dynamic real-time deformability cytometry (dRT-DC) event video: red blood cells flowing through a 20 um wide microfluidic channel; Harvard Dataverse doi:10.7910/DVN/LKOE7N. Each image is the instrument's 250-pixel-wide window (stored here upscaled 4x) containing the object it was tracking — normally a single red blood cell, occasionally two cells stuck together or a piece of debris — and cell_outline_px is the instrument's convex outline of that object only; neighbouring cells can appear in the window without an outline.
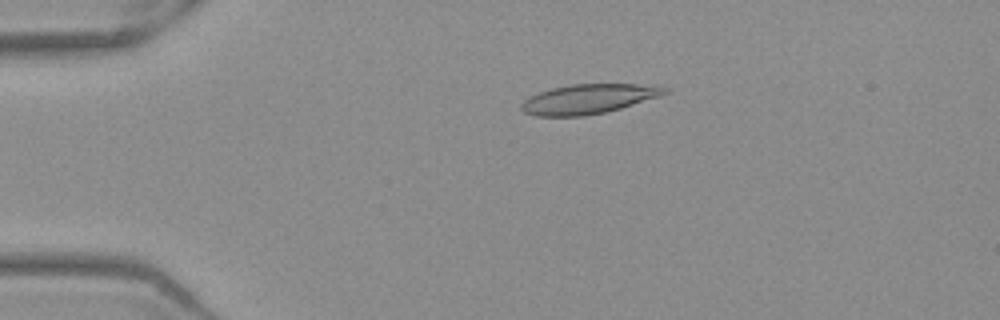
{"species": "Egyptian fruit bat (a non-hibernating species)", "species_latin": "Rousettus aegyptiacus", "temperature_condition": "warm", "stored_images_in_passage": 52, "camera_frame_rate_fps": 3000, "um_per_image_px": 0.085, "frame": {"image": 1, "passage_image": 11, "time_ms": 3.333, "image_size_px": [1000, 320], "cell_outline_px": [[668, 92], [660, 96], [620, 108], [604, 112], [584, 116], [536, 116], [524, 112], [520, 108], [520, 104], [528, 96], [552, 88], [572, 84], [664, 84], [668, 88]], "centroid_in_image_um": [50.05, 8.4], "position_along_channel_um": 34.9, "area_um2": 24.91}}
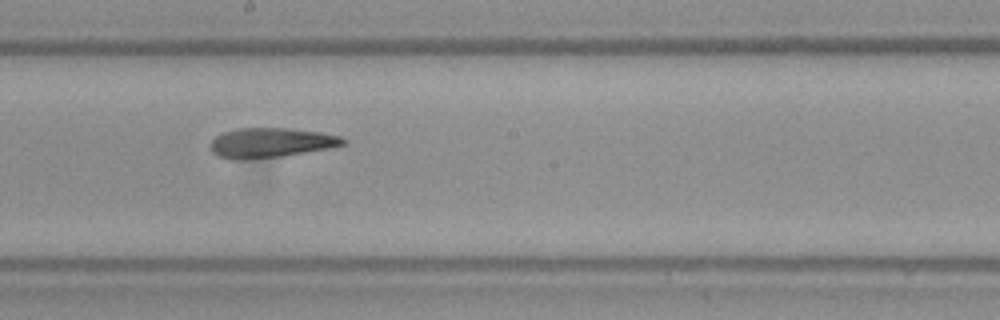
{"frame": {"image": 2, "passage_image": 29, "time_ms": 9.333, "image_size_px": [1000, 320], "cell_outline_px": [[348, 144], [328, 148], [284, 156], [240, 160], [220, 156], [212, 152], [212, 140], [216, 136], [224, 132], [236, 128], [288, 128], [320, 132], [340, 136], [348, 140]], "centroid_in_image_um": [23.08, 12.12], "position_along_channel_um": 225.1, "area_um2": 22.89}}
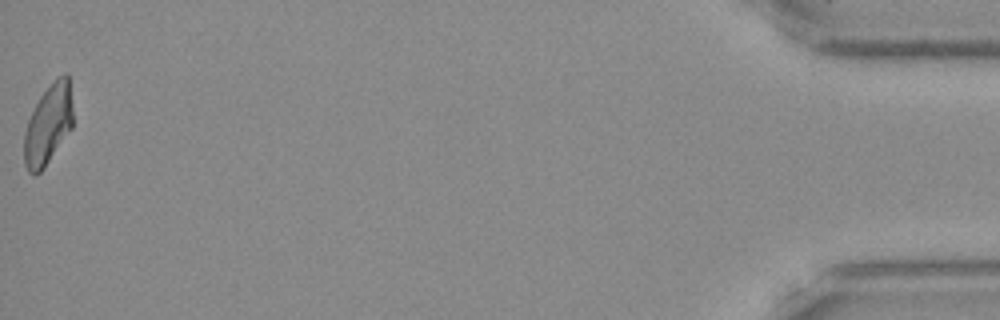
{"frame": {"image": 3, "passage_image": 52, "time_ms": 17.0, "image_size_px": [1000, 320], "cell_outline_px": [[72, 128], [44, 168], [36, 176], [32, 176], [28, 172], [24, 164], [24, 132], [28, 120], [40, 96], [64, 72], [68, 76], [72, 108]], "centroid_in_image_um": [4.07, 10.67], "position_along_channel_um": 431.1, "area_um2": 22.48}, "authors_computed_cell_mechanics": {"area_um2": 23.9581, "velocity_mm_per_s": 3.9257, "shape_relaxation_time_tau1_ms": null, "shape_relaxation_time_tau2_ms": 2.9436, "deformation_change_tau1": null, "deformation_change_tau2": 0.1154}}